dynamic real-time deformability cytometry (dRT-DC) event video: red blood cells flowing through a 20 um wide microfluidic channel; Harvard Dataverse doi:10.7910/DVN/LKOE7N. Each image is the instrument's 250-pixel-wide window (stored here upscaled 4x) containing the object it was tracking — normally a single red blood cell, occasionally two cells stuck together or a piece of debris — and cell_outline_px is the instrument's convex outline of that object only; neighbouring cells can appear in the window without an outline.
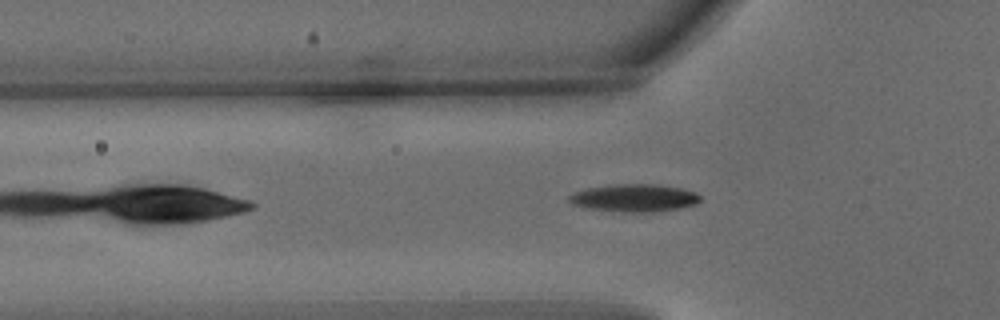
{"species": "common noctule bat (a hibernating species)", "species_latin": "Nyctalus noctula", "temperature_condition": "warm", "stored_images_in_passage": 3, "camera_frame_rate_fps": 3000, "um_per_image_px": 0.085, "animal": {"sex": "male", "body_mass_g": 15.6}, "frame": {"image": 1, "passage_image": 3, "time_ms": 0.667, "image_size_px": [1000, 320], "cell_outline_px": [[700, 200], [696, 204], [680, 208], [656, 212], [624, 212], [584, 208], [572, 204], [568, 200], [568, 196], [576, 192], [588, 188], [616, 184], [656, 184], [680, 188], [696, 192], [700, 196]], "centroid_in_image_um": [53.92, 16.83], "position_along_channel_um": 71.9, "area_um2": 21.15}}